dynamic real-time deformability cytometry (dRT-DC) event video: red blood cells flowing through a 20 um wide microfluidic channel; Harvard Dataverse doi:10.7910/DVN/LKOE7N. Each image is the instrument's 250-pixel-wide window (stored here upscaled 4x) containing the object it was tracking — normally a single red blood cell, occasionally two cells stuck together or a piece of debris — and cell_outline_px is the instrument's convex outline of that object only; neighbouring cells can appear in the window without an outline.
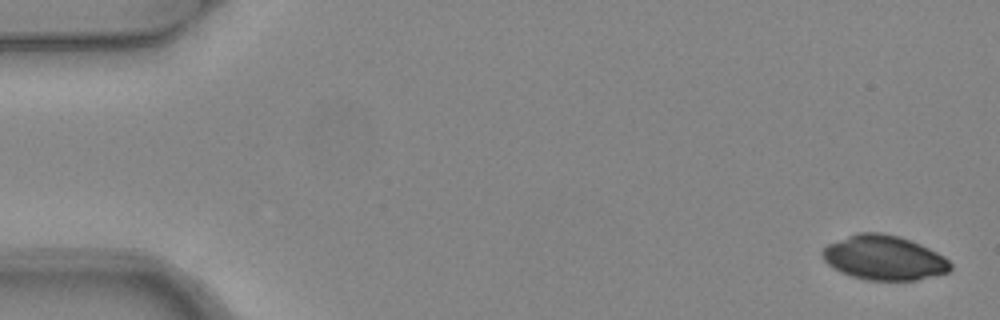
{"species": "common noctule bat (a hibernating species)", "species_latin": "Nyctalus noctula", "temperature_condition": "warm", "stored_images_in_passage": 4, "camera_frame_rate_fps": 3000, "um_per_image_px": 0.085, "animal": {"sex": "female", "body_mass_g": 24.6, "forearm_length_mm": 56.2}, "frame": {"image": 1, "passage_image": 1, "time_ms": 0.0, "image_size_px": [1000, 320], "cell_outline_px": [[952, 268], [948, 272], [916, 280], [868, 280], [852, 276], [840, 272], [828, 264], [824, 260], [820, 252], [828, 244], [848, 236], [860, 232], [880, 232], [900, 236], [920, 244], [944, 256], [952, 264]], "centroid_in_image_um": [75.14, 21.91], "position_along_channel_um": 9.9, "area_um2": 33.12}}
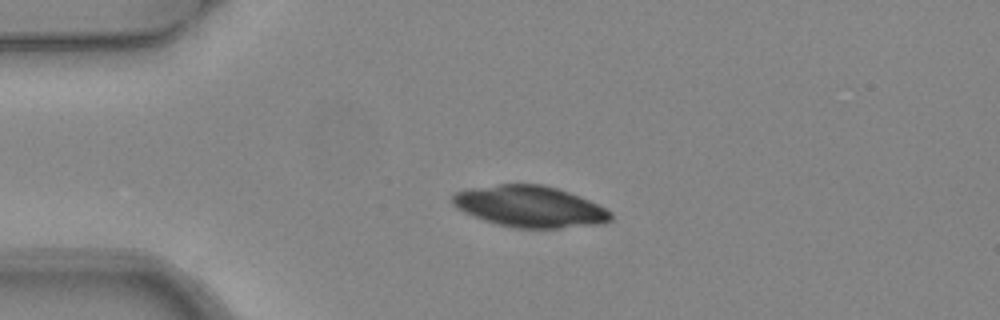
{"frame": {"image": 2, "passage_image": 4, "time_ms": 1.0, "image_size_px": [1000, 320], "cell_outline_px": [[612, 220], [604, 224], [560, 228], [516, 228], [496, 224], [484, 220], [464, 212], [456, 208], [452, 204], [452, 196], [456, 192], [468, 188], [500, 184], [544, 184], [580, 196], [612, 212]], "centroid_in_image_um": [45.04, 17.56], "position_along_channel_um": 40.0, "area_um2": 38.21}}